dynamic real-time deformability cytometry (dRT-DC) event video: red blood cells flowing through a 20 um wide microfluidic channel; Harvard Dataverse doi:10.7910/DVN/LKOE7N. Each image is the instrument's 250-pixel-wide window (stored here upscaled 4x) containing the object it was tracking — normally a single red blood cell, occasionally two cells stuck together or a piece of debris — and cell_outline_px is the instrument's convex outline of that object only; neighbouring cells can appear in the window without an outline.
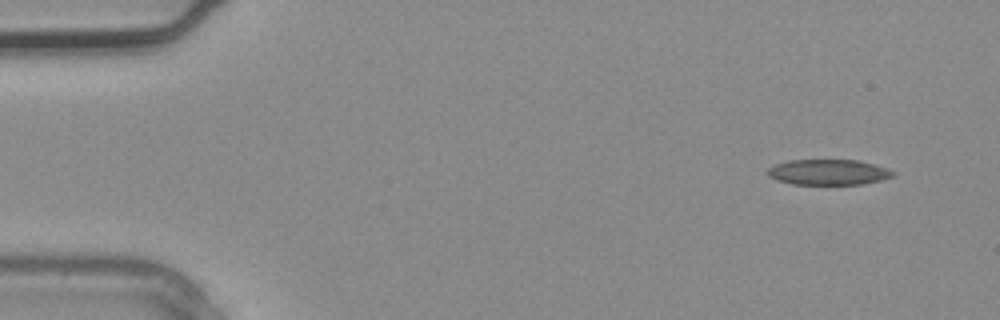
{"species": "common noctule bat (a hibernating species)", "species_latin": "Nyctalus noctula", "temperature_condition": "warm", "stored_images_in_passage": 3, "camera_frame_rate_fps": 3000, "um_per_image_px": 0.085, "animal": {"sex": "male", "body_mass_g": 20.4}, "frame": {"image": 1, "passage_image": 1, "time_ms": 0.0, "image_size_px": [1000, 320], "cell_outline_px": [[896, 172], [892, 176], [880, 180], [860, 184], [792, 184], [776, 180], [768, 176], [764, 172], [772, 164], [788, 160], [856, 160], [888, 168]], "centroid_in_image_um": [70.33, 14.63], "position_along_channel_um": 14.7, "area_um2": 18.73}}
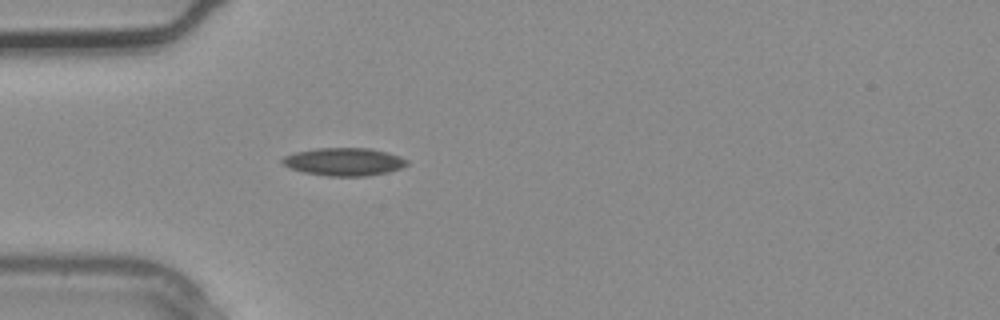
{"frame": {"image": 2, "passage_image": 3, "time_ms": 0.667, "image_size_px": [1000, 320], "cell_outline_px": [[408, 164], [400, 168], [388, 172], [368, 176], [328, 176], [304, 172], [288, 168], [280, 160], [284, 156], [296, 152], [316, 148], [372, 148], [388, 152], [400, 156], [408, 160]], "centroid_in_image_um": [29.25, 13.74], "position_along_channel_um": 55.7, "area_um2": 20.35}}